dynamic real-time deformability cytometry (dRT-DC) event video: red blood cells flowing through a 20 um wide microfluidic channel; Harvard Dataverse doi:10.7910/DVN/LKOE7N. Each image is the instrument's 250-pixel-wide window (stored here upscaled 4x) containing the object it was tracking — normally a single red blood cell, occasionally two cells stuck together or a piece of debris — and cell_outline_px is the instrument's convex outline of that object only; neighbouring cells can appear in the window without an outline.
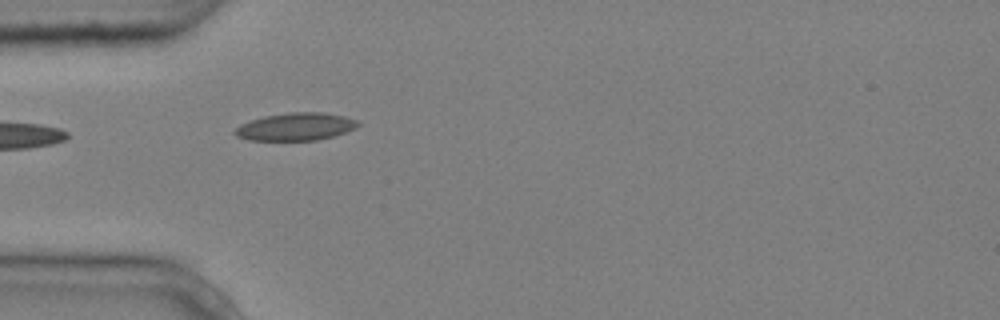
{"species": "common noctule bat (a hibernating species)", "species_latin": "Nyctalus noctula", "temperature_condition": "cold", "stored_images_in_passage": 4, "camera_frame_rate_fps": 3000, "um_per_image_px": 0.085, "animal": {"sex": "male", "body_mass_g": 20.4}, "frame": {"image": 1, "passage_image": 3, "time_ms": 0.667, "image_size_px": [1000, 320], "cell_outline_px": [[360, 124], [356, 128], [332, 136], [316, 140], [248, 140], [236, 136], [232, 132], [240, 124], [264, 116], [288, 112], [324, 112], [344, 116], [356, 120]], "centroid_in_image_um": [25.11, 10.76], "position_along_channel_um": 59.9, "area_um2": 19.77}}
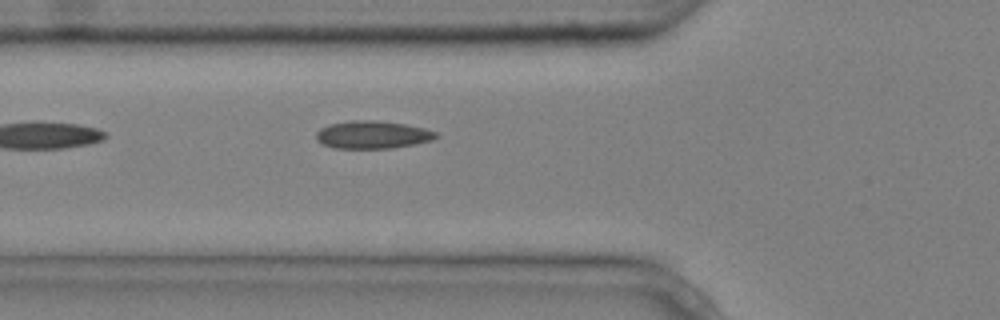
{"frame": {"image": 2, "passage_image": 4, "time_ms": 1.0, "image_size_px": [1000, 320], "cell_outline_px": [[440, 136], [432, 140], [416, 144], [392, 148], [332, 148], [320, 144], [316, 140], [316, 132], [320, 128], [328, 124], [352, 120], [376, 120], [404, 124], [424, 128], [436, 132]], "centroid_in_image_um": [31.63, 11.45], "position_along_channel_um": 94.2, "area_um2": 19.59}}